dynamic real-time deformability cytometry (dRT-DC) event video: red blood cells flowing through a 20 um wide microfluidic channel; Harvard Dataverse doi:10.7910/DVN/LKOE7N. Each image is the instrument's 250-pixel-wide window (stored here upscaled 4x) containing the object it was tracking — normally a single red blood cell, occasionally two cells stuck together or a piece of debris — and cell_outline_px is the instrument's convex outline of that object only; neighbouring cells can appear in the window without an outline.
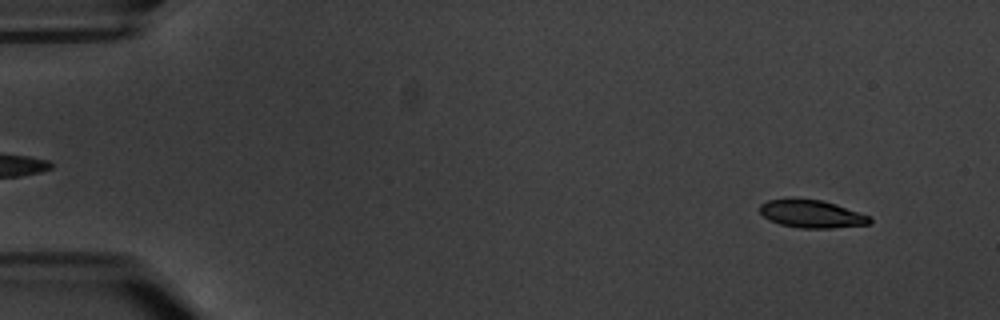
{"species": "common noctule bat (a hibernating species)", "species_latin": "Nyctalus noctula", "temperature_condition": "warm", "stored_images_in_passage": 7, "camera_frame_rate_fps": 3000, "um_per_image_px": 0.085, "animal": {"sex": "male", "body_mass_g": 20.1, "forearm_length_mm": 53.5}, "frame": {"image": 1, "passage_image": 1, "time_ms": 0.0, "image_size_px": [1000, 320], "cell_outline_px": [[872, 220], [868, 224], [832, 228], [800, 228], [780, 224], [768, 220], [760, 212], [760, 204], [768, 200], [788, 196], [792, 196], [824, 200], [836, 204], [868, 216]], "centroid_in_image_um": [68.9, 18.14], "position_along_channel_um": 16.1, "area_um2": 18.21}}